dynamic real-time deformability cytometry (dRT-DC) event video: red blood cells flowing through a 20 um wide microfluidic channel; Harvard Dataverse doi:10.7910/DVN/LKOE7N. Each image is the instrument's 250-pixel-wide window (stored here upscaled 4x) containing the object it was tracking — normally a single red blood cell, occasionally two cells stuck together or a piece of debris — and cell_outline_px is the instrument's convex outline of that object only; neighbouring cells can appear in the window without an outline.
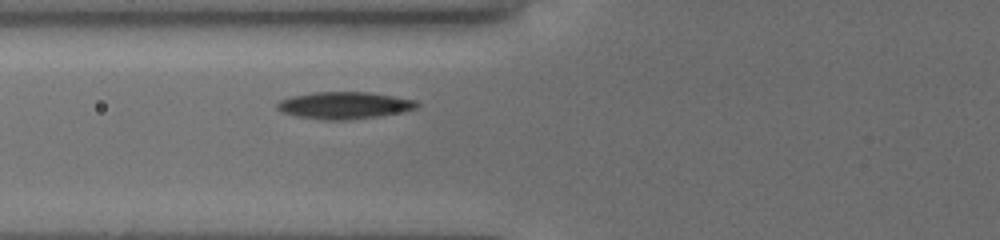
{"species": "common noctule bat (a hibernating species)", "species_latin": "Nyctalus noctula", "temperature_condition": "cold", "stored_images_in_passage": 29, "camera_frame_rate_fps": 3000, "um_per_image_px": 0.085, "animal": {"sex": "female", "body_mass_g": 19.5, "forearm_length_mm": 54.1}, "frame": {"image": 1, "passage_image": 3, "time_ms": 0.667, "image_size_px": [1000, 240], "cell_outline_px": [[420, 104], [416, 108], [400, 112], [376, 116], [344, 120], [324, 120], [296, 116], [280, 112], [276, 108], [276, 104], [280, 100], [292, 96], [312, 92], [368, 92], [416, 100]], "centroid_in_image_um": [29.21, 8.95], "position_along_channel_um": 96.6, "area_um2": 21.91}}
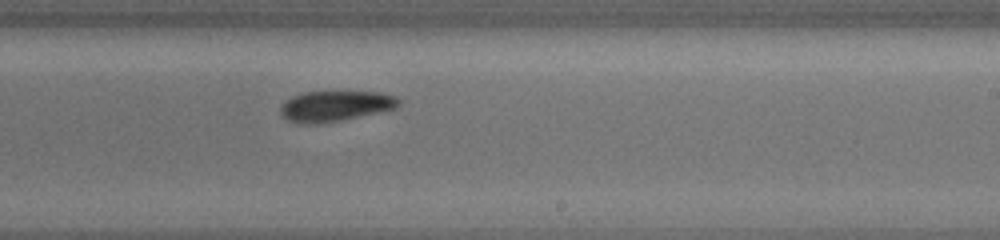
{"frame": {"image": 2, "passage_image": 14, "time_ms": 5.0, "image_size_px": [1000, 240], "cell_outline_px": [[400, 104], [396, 108], [340, 120], [316, 124], [304, 124], [288, 120], [280, 116], [280, 104], [284, 100], [292, 96], [304, 92], [380, 92], [396, 96], [400, 100]], "centroid_in_image_um": [28.45, 9.01], "position_along_channel_um": 260.6, "area_um2": 21.04}}
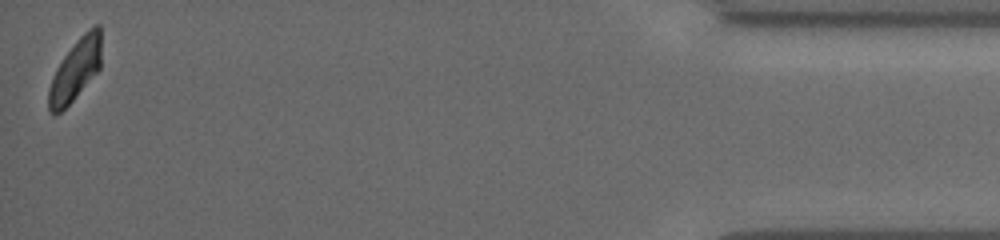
{"frame": {"image": 3, "passage_image": 29, "time_ms": 11.333, "image_size_px": [1000, 240], "cell_outline_px": [[100, 68], [72, 100], [60, 112], [52, 116], [48, 108], [48, 88], [56, 68], [64, 56], [76, 40], [88, 28], [96, 24], [100, 24]], "centroid_in_image_um": [6.38, 5.93], "position_along_channel_um": 428.8, "area_um2": 18.61}, "authors_computed_cell_mechanics": {"area_um2": 20.6346, "velocity_mm_per_s": 3.7836, "shape_relaxation_time_tau1_ms": 1.6748, "shape_relaxation_time_tau2_ms": 7.1628, "deformation_change_tau1": 0.1063, "deformation_change_tau2": 0.0855}}